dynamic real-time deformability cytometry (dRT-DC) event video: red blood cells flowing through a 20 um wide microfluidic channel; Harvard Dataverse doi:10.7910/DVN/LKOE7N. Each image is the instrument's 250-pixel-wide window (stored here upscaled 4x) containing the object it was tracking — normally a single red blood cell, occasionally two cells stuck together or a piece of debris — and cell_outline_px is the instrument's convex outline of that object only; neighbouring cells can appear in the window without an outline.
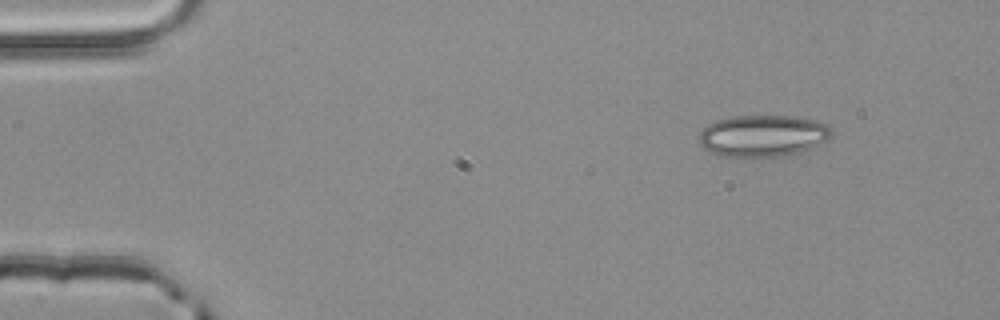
{"species": "common noctule bat (a hibernating species)", "species_latin": "Nyctalus noctula", "temperature_condition": "room temperature", "stored_images_in_passage": 3, "camera_frame_rate_fps": 3000, "um_per_image_px": 0.085, "animal": {"sex": "male", "body_mass_g": 20.4}, "frame": {"image": 1, "passage_image": 1, "time_ms": 0.0, "image_size_px": [1000, 320], "cell_outline_px": [[832, 136], [812, 148], [788, 156], [724, 156], [708, 152], [700, 144], [700, 132], [708, 124], [716, 120], [732, 116], [796, 116], [820, 120], [828, 124], [832, 128]], "centroid_in_image_um": [64.89, 11.53], "position_along_channel_um": 20.1, "area_um2": 32.48}}
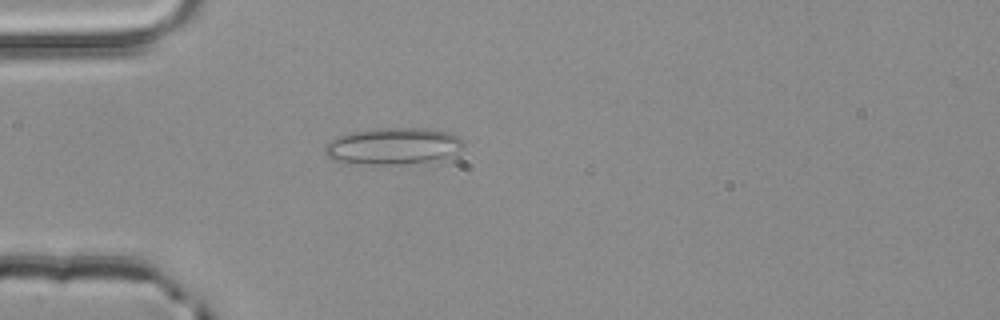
{"frame": {"image": 2, "passage_image": 3, "time_ms": 0.667, "image_size_px": [1000, 320], "cell_outline_px": [[464, 144], [460, 148], [444, 156], [428, 160], [396, 164], [368, 164], [332, 160], [324, 152], [324, 148], [332, 140], [340, 136], [352, 132], [384, 128], [428, 128], [448, 132], [460, 136]], "centroid_in_image_um": [33.39, 12.39], "position_along_channel_um": 51.6, "area_um2": 28.73}}